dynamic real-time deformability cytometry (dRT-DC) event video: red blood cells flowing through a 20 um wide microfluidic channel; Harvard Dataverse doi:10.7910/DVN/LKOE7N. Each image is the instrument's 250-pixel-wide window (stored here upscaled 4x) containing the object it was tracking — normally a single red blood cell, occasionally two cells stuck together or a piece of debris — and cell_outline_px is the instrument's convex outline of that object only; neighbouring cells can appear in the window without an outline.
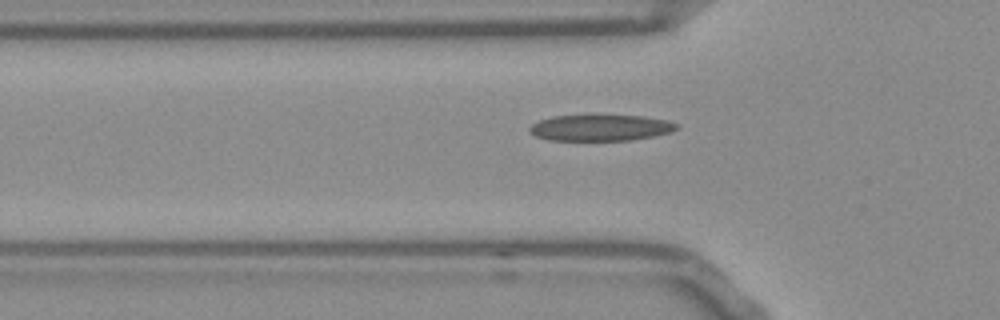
{"species": "Egyptian fruit bat (a non-hibernating species)", "species_latin": "Rousettus aegyptiacus", "temperature_condition": "room temperature", "stored_images_in_passage": 32, "camera_frame_rate_fps": 3000, "um_per_image_px": 0.085, "frame": {"image": 1, "passage_image": 3, "time_ms": 0.667, "image_size_px": [1000, 320], "cell_outline_px": [[680, 124], [676, 128], [668, 132], [652, 136], [628, 140], [548, 140], [536, 136], [528, 132], [528, 128], [532, 124], [540, 120], [552, 116], [592, 112], [644, 116], [668, 120]], "centroid_in_image_um": [50.99, 10.8], "position_along_channel_um": 74.8, "area_um2": 23.47}}
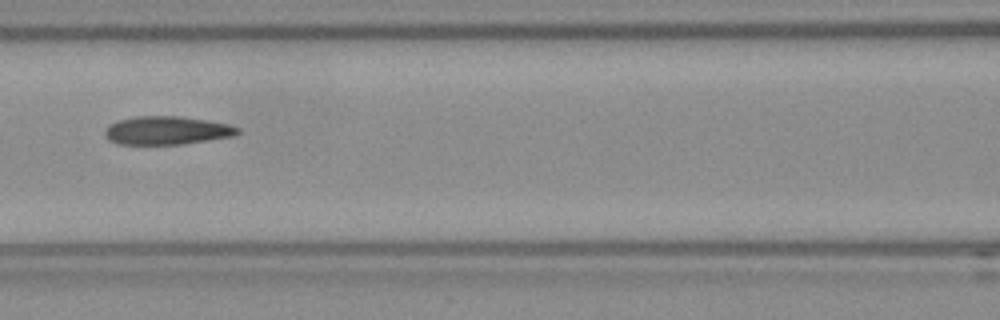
{"frame": {"image": 2, "passage_image": 9, "time_ms": 2.667, "image_size_px": [1000, 320], "cell_outline_px": [[240, 132], [236, 136], [184, 144], [120, 144], [108, 140], [104, 132], [108, 124], [116, 120], [136, 116], [180, 116], [228, 124], [240, 128]], "centroid_in_image_um": [14.18, 11.09], "position_along_channel_um": 152.4, "area_um2": 22.08}}
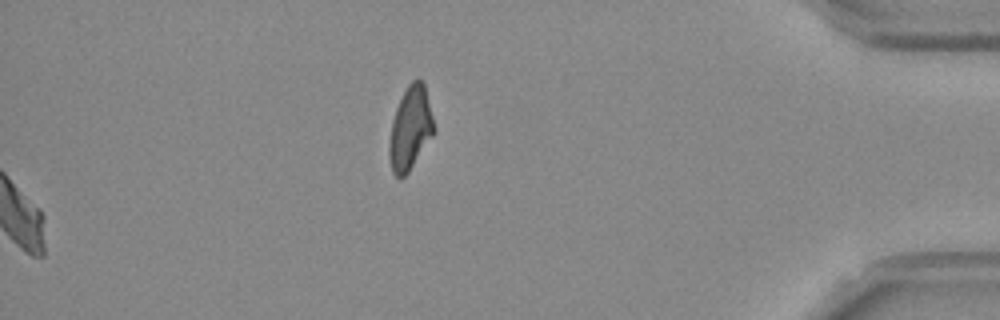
{"frame": {"image": 3, "passage_image": 32, "time_ms": 10.333, "image_size_px": [1000, 320], "cell_outline_px": [[436, 128], [432, 136], [408, 172], [400, 180], [392, 172], [388, 156], [388, 148], [392, 120], [396, 108], [408, 84], [412, 80], [420, 80], [424, 84]], "centroid_in_image_um": [34.86, 10.94], "position_along_channel_um": 400.3, "area_um2": 21.56}, "authors_computed_cell_mechanics": {"area_um2": 22.2241, "velocity_mm_per_s": 3.8122, "shape_relaxation_time_tau1_ms": null, "shape_relaxation_time_tau2_ms": 3.5302, "deformation_change_tau1": null, "deformation_change_tau2": 0.1213}}